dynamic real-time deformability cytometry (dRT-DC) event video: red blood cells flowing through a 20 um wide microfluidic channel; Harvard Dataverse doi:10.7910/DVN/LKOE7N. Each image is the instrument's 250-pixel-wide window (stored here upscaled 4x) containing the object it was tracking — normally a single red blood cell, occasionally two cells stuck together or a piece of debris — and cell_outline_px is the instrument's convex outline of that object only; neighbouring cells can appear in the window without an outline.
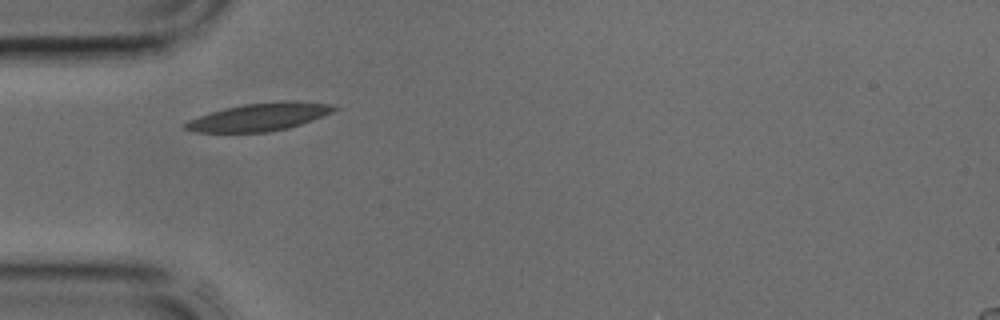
{"species": "common noctule bat (a hibernating species)", "species_latin": "Nyctalus noctula", "temperature_condition": "cold", "stored_images_in_passage": 2, "camera_frame_rate_fps": 3000, "um_per_image_px": 0.085, "animal": {"sex": "male", "body_mass_g": 17.9, "forearm_length_mm": 54.2}, "frame": {"image": 1, "passage_image": 1, "time_ms": 0.0, "image_size_px": [1000, 320], "cell_outline_px": [[340, 108], [332, 112], [312, 120], [288, 128], [268, 132], [196, 132], [180, 128], [180, 124], [188, 120], [224, 108], [244, 104], [284, 100], [292, 100], [332, 104]], "centroid_in_image_um": [22.02, 9.94], "position_along_channel_um": 63.0, "area_um2": 24.22}}